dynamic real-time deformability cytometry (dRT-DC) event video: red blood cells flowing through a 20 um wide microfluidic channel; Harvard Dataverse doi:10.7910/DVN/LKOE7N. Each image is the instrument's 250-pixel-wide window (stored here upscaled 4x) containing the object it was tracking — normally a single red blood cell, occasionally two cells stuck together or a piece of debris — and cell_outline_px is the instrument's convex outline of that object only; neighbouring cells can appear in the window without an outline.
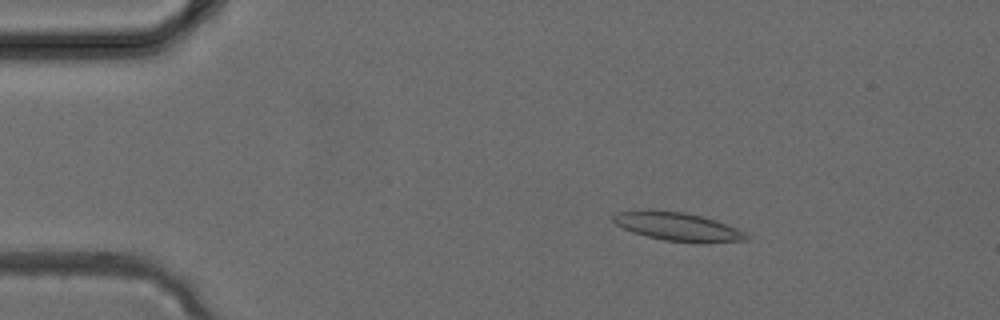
{"species": "common noctule bat (a hibernating species)", "species_latin": "Nyctalus noctula", "temperature_condition": "cold", "stored_images_in_passage": 2, "camera_frame_rate_fps": 3000, "um_per_image_px": 0.085, "animal": {"sex": "female", "body_mass_g": 24.6, "forearm_length_mm": 56.2}, "frame": {"image": 1, "passage_image": 1, "time_ms": 0.0, "image_size_px": [1000, 320], "cell_outline_px": [[748, 240], [664, 240], [632, 232], [616, 224], [612, 220], [612, 216], [616, 212], [648, 208], [652, 208], [684, 212], [716, 220], [736, 228], [744, 232], [748, 236]], "centroid_in_image_um": [57.44, 19.18], "position_along_channel_um": 27.6, "area_um2": 21.33}}